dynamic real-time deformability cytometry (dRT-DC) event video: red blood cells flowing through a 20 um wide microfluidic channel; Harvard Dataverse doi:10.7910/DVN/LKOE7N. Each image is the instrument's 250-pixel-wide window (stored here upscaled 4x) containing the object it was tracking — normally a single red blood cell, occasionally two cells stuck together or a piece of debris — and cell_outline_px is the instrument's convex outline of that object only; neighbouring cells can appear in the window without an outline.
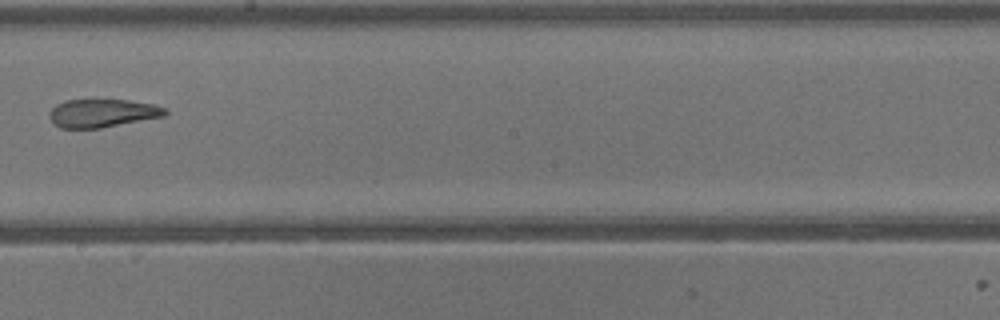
{"species": "common noctule bat (a hibernating species)", "species_latin": "Nyctalus noctula", "temperature_condition": "warm", "stored_images_in_passage": 26, "camera_frame_rate_fps": 3000, "um_per_image_px": 0.085, "animal": {"sex": "male", "body_mass_g": 13.3}, "frame": {"image": 1, "passage_image": 12, "time_ms": 3.667, "image_size_px": [1000, 320], "cell_outline_px": [[168, 112], [164, 116], [100, 128], [60, 128], [52, 124], [48, 116], [48, 112], [56, 104], [64, 100], [128, 100], [152, 104], [168, 108]], "centroid_in_image_um": [8.66, 9.62], "position_along_channel_um": 239.5, "area_um2": 19.13}}